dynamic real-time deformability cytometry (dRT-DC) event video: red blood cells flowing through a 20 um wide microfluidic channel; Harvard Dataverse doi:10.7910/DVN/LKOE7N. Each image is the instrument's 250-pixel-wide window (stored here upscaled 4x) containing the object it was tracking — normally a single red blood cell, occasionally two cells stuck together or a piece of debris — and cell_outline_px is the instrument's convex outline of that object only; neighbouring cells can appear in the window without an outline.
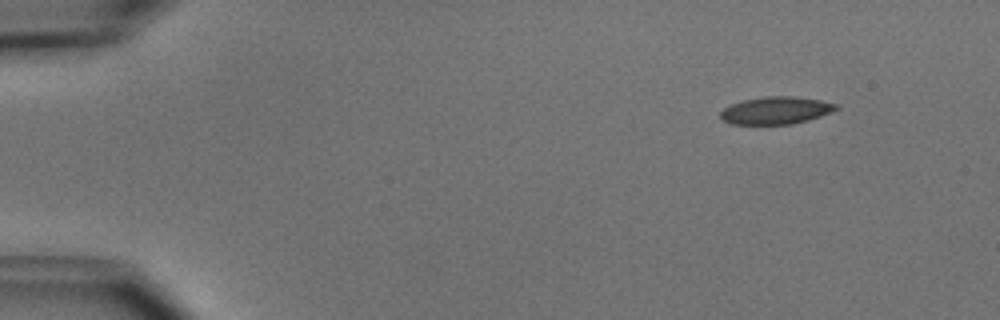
{"species": "common noctule bat (a hibernating species)", "species_latin": "Nyctalus noctula", "temperature_condition": "cold", "stored_images_in_passage": 4, "camera_frame_rate_fps": 3000, "um_per_image_px": 0.085, "animal": {"sex": "male", "body_mass_g": 15.6}, "frame": {"image": 1, "passage_image": 1, "time_ms": 0.0, "image_size_px": [1000, 320], "cell_outline_px": [[840, 108], [832, 112], [808, 120], [792, 124], [732, 124], [724, 120], [720, 116], [720, 112], [724, 108], [732, 104], [744, 100], [764, 96], [792, 96], [820, 100], [840, 104]], "centroid_in_image_um": [66.0, 9.38], "position_along_channel_um": 19.0, "area_um2": 18.5}}